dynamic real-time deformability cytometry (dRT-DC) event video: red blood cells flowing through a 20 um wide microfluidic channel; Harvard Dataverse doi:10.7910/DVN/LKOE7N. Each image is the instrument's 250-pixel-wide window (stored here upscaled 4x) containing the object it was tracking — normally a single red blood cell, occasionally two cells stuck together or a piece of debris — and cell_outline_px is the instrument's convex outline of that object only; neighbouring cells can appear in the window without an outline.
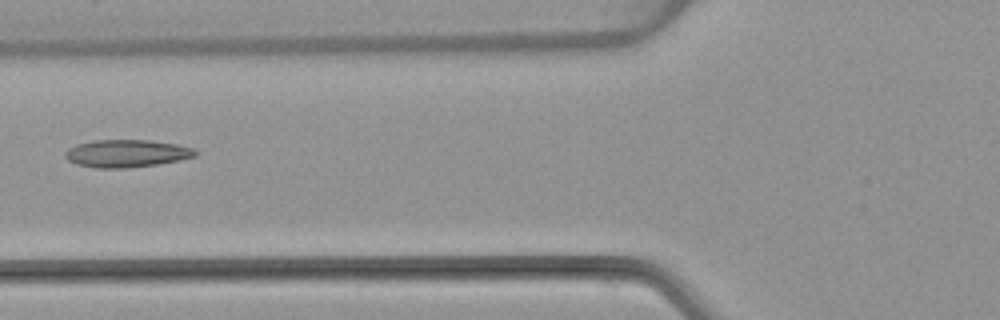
{"species": "common noctule bat (a hibernating species)", "species_latin": "Nyctalus noctula", "temperature_condition": "warm", "stored_images_in_passage": 6, "camera_frame_rate_fps": 3000, "um_per_image_px": 0.085, "animal": {"sex": "female", "body_mass_g": 22.7, "forearm_length_mm": 54.2}, "frame": {"image": 1, "passage_image": 6, "time_ms": 6.0, "image_size_px": [1000, 320], "cell_outline_px": [[196, 156], [180, 160], [156, 164], [128, 168], [96, 168], [76, 164], [68, 160], [64, 156], [64, 152], [68, 148], [76, 144], [96, 140], [152, 140], [176, 144], [192, 148], [196, 152]], "centroid_in_image_um": [10.72, 13.04], "position_along_channel_um": 115.1, "area_um2": 20.92}}